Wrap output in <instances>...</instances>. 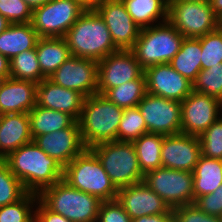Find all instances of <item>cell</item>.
<instances>
[{"mask_svg":"<svg viewBox=\"0 0 222 222\" xmlns=\"http://www.w3.org/2000/svg\"><path fill=\"white\" fill-rule=\"evenodd\" d=\"M4 159L27 192L39 194L44 188L63 179L64 167L33 141L22 145Z\"/></svg>","mask_w":222,"mask_h":222,"instance_id":"1","label":"cell"},{"mask_svg":"<svg viewBox=\"0 0 222 222\" xmlns=\"http://www.w3.org/2000/svg\"><path fill=\"white\" fill-rule=\"evenodd\" d=\"M71 55L100 61L118 51L101 16L88 8L63 37Z\"/></svg>","mask_w":222,"mask_h":222,"instance_id":"2","label":"cell"},{"mask_svg":"<svg viewBox=\"0 0 222 222\" xmlns=\"http://www.w3.org/2000/svg\"><path fill=\"white\" fill-rule=\"evenodd\" d=\"M123 112V108L102 94L96 93L84 98L78 122L85 147L118 141V128Z\"/></svg>","mask_w":222,"mask_h":222,"instance_id":"3","label":"cell"},{"mask_svg":"<svg viewBox=\"0 0 222 222\" xmlns=\"http://www.w3.org/2000/svg\"><path fill=\"white\" fill-rule=\"evenodd\" d=\"M38 198L49 210L72 222H96L102 202L96 196L71 187L63 179L44 188Z\"/></svg>","mask_w":222,"mask_h":222,"instance_id":"4","label":"cell"},{"mask_svg":"<svg viewBox=\"0 0 222 222\" xmlns=\"http://www.w3.org/2000/svg\"><path fill=\"white\" fill-rule=\"evenodd\" d=\"M63 180L71 187L96 196L101 201L117 198L118 189L90 148H86L64 167Z\"/></svg>","mask_w":222,"mask_h":222,"instance_id":"5","label":"cell"},{"mask_svg":"<svg viewBox=\"0 0 222 222\" xmlns=\"http://www.w3.org/2000/svg\"><path fill=\"white\" fill-rule=\"evenodd\" d=\"M184 36L168 21L158 22L140 30L139 37L131 49L143 70L169 63L179 52Z\"/></svg>","mask_w":222,"mask_h":222,"instance_id":"6","label":"cell"},{"mask_svg":"<svg viewBox=\"0 0 222 222\" xmlns=\"http://www.w3.org/2000/svg\"><path fill=\"white\" fill-rule=\"evenodd\" d=\"M90 149L95 153L118 190L143 182L144 174L139 167L133 142H104Z\"/></svg>","mask_w":222,"mask_h":222,"instance_id":"7","label":"cell"},{"mask_svg":"<svg viewBox=\"0 0 222 222\" xmlns=\"http://www.w3.org/2000/svg\"><path fill=\"white\" fill-rule=\"evenodd\" d=\"M167 21L186 38H200L219 29V17L210 2L170 0Z\"/></svg>","mask_w":222,"mask_h":222,"instance_id":"8","label":"cell"},{"mask_svg":"<svg viewBox=\"0 0 222 222\" xmlns=\"http://www.w3.org/2000/svg\"><path fill=\"white\" fill-rule=\"evenodd\" d=\"M88 9L80 0H50L33 9L31 24L42 37H64Z\"/></svg>","mask_w":222,"mask_h":222,"instance_id":"9","label":"cell"},{"mask_svg":"<svg viewBox=\"0 0 222 222\" xmlns=\"http://www.w3.org/2000/svg\"><path fill=\"white\" fill-rule=\"evenodd\" d=\"M143 181L171 209L194 203L192 172L159 167L147 172Z\"/></svg>","mask_w":222,"mask_h":222,"instance_id":"10","label":"cell"},{"mask_svg":"<svg viewBox=\"0 0 222 222\" xmlns=\"http://www.w3.org/2000/svg\"><path fill=\"white\" fill-rule=\"evenodd\" d=\"M137 107L149 133L164 136L181 133V102L146 93Z\"/></svg>","mask_w":222,"mask_h":222,"instance_id":"11","label":"cell"},{"mask_svg":"<svg viewBox=\"0 0 222 222\" xmlns=\"http://www.w3.org/2000/svg\"><path fill=\"white\" fill-rule=\"evenodd\" d=\"M144 70L132 50H118L98 61L97 93L104 95L109 89L138 79Z\"/></svg>","mask_w":222,"mask_h":222,"instance_id":"12","label":"cell"},{"mask_svg":"<svg viewBox=\"0 0 222 222\" xmlns=\"http://www.w3.org/2000/svg\"><path fill=\"white\" fill-rule=\"evenodd\" d=\"M98 61L70 56L48 79L85 98L97 93Z\"/></svg>","mask_w":222,"mask_h":222,"instance_id":"13","label":"cell"},{"mask_svg":"<svg viewBox=\"0 0 222 222\" xmlns=\"http://www.w3.org/2000/svg\"><path fill=\"white\" fill-rule=\"evenodd\" d=\"M221 110L218 98L192 91L181 102V133L199 136L220 118Z\"/></svg>","mask_w":222,"mask_h":222,"instance_id":"14","label":"cell"},{"mask_svg":"<svg viewBox=\"0 0 222 222\" xmlns=\"http://www.w3.org/2000/svg\"><path fill=\"white\" fill-rule=\"evenodd\" d=\"M93 9L108 27L115 46L120 50H131L141 29L127 12L122 0H101Z\"/></svg>","mask_w":222,"mask_h":222,"instance_id":"15","label":"cell"},{"mask_svg":"<svg viewBox=\"0 0 222 222\" xmlns=\"http://www.w3.org/2000/svg\"><path fill=\"white\" fill-rule=\"evenodd\" d=\"M147 93L182 102L193 91V83L178 73L169 63L144 70Z\"/></svg>","mask_w":222,"mask_h":222,"instance_id":"16","label":"cell"},{"mask_svg":"<svg viewBox=\"0 0 222 222\" xmlns=\"http://www.w3.org/2000/svg\"><path fill=\"white\" fill-rule=\"evenodd\" d=\"M33 142L63 167L86 149L78 121L68 128L37 136Z\"/></svg>","mask_w":222,"mask_h":222,"instance_id":"17","label":"cell"},{"mask_svg":"<svg viewBox=\"0 0 222 222\" xmlns=\"http://www.w3.org/2000/svg\"><path fill=\"white\" fill-rule=\"evenodd\" d=\"M200 156L198 136L179 133L164 137L161 148L162 167L193 172Z\"/></svg>","mask_w":222,"mask_h":222,"instance_id":"18","label":"cell"},{"mask_svg":"<svg viewBox=\"0 0 222 222\" xmlns=\"http://www.w3.org/2000/svg\"><path fill=\"white\" fill-rule=\"evenodd\" d=\"M117 201L131 219L162 213H172L168 204L143 182L118 190Z\"/></svg>","mask_w":222,"mask_h":222,"instance_id":"19","label":"cell"},{"mask_svg":"<svg viewBox=\"0 0 222 222\" xmlns=\"http://www.w3.org/2000/svg\"><path fill=\"white\" fill-rule=\"evenodd\" d=\"M84 98L79 92L56 85L48 78L36 87V105L69 114L75 121L81 116Z\"/></svg>","mask_w":222,"mask_h":222,"instance_id":"20","label":"cell"},{"mask_svg":"<svg viewBox=\"0 0 222 222\" xmlns=\"http://www.w3.org/2000/svg\"><path fill=\"white\" fill-rule=\"evenodd\" d=\"M36 87L31 81L6 78L0 89V115L29 113L36 105Z\"/></svg>","mask_w":222,"mask_h":222,"instance_id":"21","label":"cell"},{"mask_svg":"<svg viewBox=\"0 0 222 222\" xmlns=\"http://www.w3.org/2000/svg\"><path fill=\"white\" fill-rule=\"evenodd\" d=\"M28 113H6L0 115V159L22 145L32 142Z\"/></svg>","mask_w":222,"mask_h":222,"instance_id":"22","label":"cell"},{"mask_svg":"<svg viewBox=\"0 0 222 222\" xmlns=\"http://www.w3.org/2000/svg\"><path fill=\"white\" fill-rule=\"evenodd\" d=\"M39 38L31 22L10 24L0 34V54L10 60L22 51L35 48Z\"/></svg>","mask_w":222,"mask_h":222,"instance_id":"23","label":"cell"},{"mask_svg":"<svg viewBox=\"0 0 222 222\" xmlns=\"http://www.w3.org/2000/svg\"><path fill=\"white\" fill-rule=\"evenodd\" d=\"M35 48L41 73L46 78L72 56L63 37L39 38Z\"/></svg>","mask_w":222,"mask_h":222,"instance_id":"24","label":"cell"},{"mask_svg":"<svg viewBox=\"0 0 222 222\" xmlns=\"http://www.w3.org/2000/svg\"><path fill=\"white\" fill-rule=\"evenodd\" d=\"M192 173L195 200L212 193L222 184V159L201 155Z\"/></svg>","mask_w":222,"mask_h":222,"instance_id":"25","label":"cell"},{"mask_svg":"<svg viewBox=\"0 0 222 222\" xmlns=\"http://www.w3.org/2000/svg\"><path fill=\"white\" fill-rule=\"evenodd\" d=\"M32 139L70 127L75 120L66 113L35 105L29 111Z\"/></svg>","mask_w":222,"mask_h":222,"instance_id":"26","label":"cell"},{"mask_svg":"<svg viewBox=\"0 0 222 222\" xmlns=\"http://www.w3.org/2000/svg\"><path fill=\"white\" fill-rule=\"evenodd\" d=\"M201 52L199 38L184 37L179 52L171 59L169 64L193 83L197 74L202 70Z\"/></svg>","mask_w":222,"mask_h":222,"instance_id":"27","label":"cell"},{"mask_svg":"<svg viewBox=\"0 0 222 222\" xmlns=\"http://www.w3.org/2000/svg\"><path fill=\"white\" fill-rule=\"evenodd\" d=\"M122 2L140 29L153 26V23L161 18L162 23L167 21L168 2L166 0H122Z\"/></svg>","mask_w":222,"mask_h":222,"instance_id":"28","label":"cell"},{"mask_svg":"<svg viewBox=\"0 0 222 222\" xmlns=\"http://www.w3.org/2000/svg\"><path fill=\"white\" fill-rule=\"evenodd\" d=\"M164 137L161 134L148 132L133 141L139 167L144 175L149 171L162 167L161 148Z\"/></svg>","mask_w":222,"mask_h":222,"instance_id":"29","label":"cell"},{"mask_svg":"<svg viewBox=\"0 0 222 222\" xmlns=\"http://www.w3.org/2000/svg\"><path fill=\"white\" fill-rule=\"evenodd\" d=\"M147 93L144 73L136 80L109 89L104 96L123 109L136 107Z\"/></svg>","mask_w":222,"mask_h":222,"instance_id":"30","label":"cell"},{"mask_svg":"<svg viewBox=\"0 0 222 222\" xmlns=\"http://www.w3.org/2000/svg\"><path fill=\"white\" fill-rule=\"evenodd\" d=\"M10 78L40 83L46 77L41 73L36 48L22 51L9 60Z\"/></svg>","mask_w":222,"mask_h":222,"instance_id":"31","label":"cell"},{"mask_svg":"<svg viewBox=\"0 0 222 222\" xmlns=\"http://www.w3.org/2000/svg\"><path fill=\"white\" fill-rule=\"evenodd\" d=\"M38 199V194L27 192L17 202L1 206L0 222H35V214H33L35 211L31 208Z\"/></svg>","mask_w":222,"mask_h":222,"instance_id":"32","label":"cell"},{"mask_svg":"<svg viewBox=\"0 0 222 222\" xmlns=\"http://www.w3.org/2000/svg\"><path fill=\"white\" fill-rule=\"evenodd\" d=\"M146 133L148 130L145 119L139 108L136 106L124 109L118 128V141L133 142Z\"/></svg>","mask_w":222,"mask_h":222,"instance_id":"33","label":"cell"},{"mask_svg":"<svg viewBox=\"0 0 222 222\" xmlns=\"http://www.w3.org/2000/svg\"><path fill=\"white\" fill-rule=\"evenodd\" d=\"M27 191L10 171L5 159H0V207L20 200Z\"/></svg>","mask_w":222,"mask_h":222,"instance_id":"34","label":"cell"},{"mask_svg":"<svg viewBox=\"0 0 222 222\" xmlns=\"http://www.w3.org/2000/svg\"><path fill=\"white\" fill-rule=\"evenodd\" d=\"M193 91L218 98L222 102V63L202 69L193 82Z\"/></svg>","mask_w":222,"mask_h":222,"instance_id":"35","label":"cell"},{"mask_svg":"<svg viewBox=\"0 0 222 222\" xmlns=\"http://www.w3.org/2000/svg\"><path fill=\"white\" fill-rule=\"evenodd\" d=\"M202 69L222 63V32L217 29L199 38Z\"/></svg>","mask_w":222,"mask_h":222,"instance_id":"36","label":"cell"},{"mask_svg":"<svg viewBox=\"0 0 222 222\" xmlns=\"http://www.w3.org/2000/svg\"><path fill=\"white\" fill-rule=\"evenodd\" d=\"M220 115V118L198 136L201 155L204 157L222 159V114Z\"/></svg>","mask_w":222,"mask_h":222,"instance_id":"37","label":"cell"},{"mask_svg":"<svg viewBox=\"0 0 222 222\" xmlns=\"http://www.w3.org/2000/svg\"><path fill=\"white\" fill-rule=\"evenodd\" d=\"M32 13L24 0H0V14L11 24L31 22Z\"/></svg>","mask_w":222,"mask_h":222,"instance_id":"38","label":"cell"},{"mask_svg":"<svg viewBox=\"0 0 222 222\" xmlns=\"http://www.w3.org/2000/svg\"><path fill=\"white\" fill-rule=\"evenodd\" d=\"M172 215L177 222H221L220 217L201 211L194 203L173 208Z\"/></svg>","mask_w":222,"mask_h":222,"instance_id":"39","label":"cell"},{"mask_svg":"<svg viewBox=\"0 0 222 222\" xmlns=\"http://www.w3.org/2000/svg\"><path fill=\"white\" fill-rule=\"evenodd\" d=\"M96 222H132V219L115 199L101 202Z\"/></svg>","mask_w":222,"mask_h":222,"instance_id":"40","label":"cell"},{"mask_svg":"<svg viewBox=\"0 0 222 222\" xmlns=\"http://www.w3.org/2000/svg\"><path fill=\"white\" fill-rule=\"evenodd\" d=\"M194 204L209 215L222 216V184L212 193L196 198Z\"/></svg>","mask_w":222,"mask_h":222,"instance_id":"41","label":"cell"},{"mask_svg":"<svg viewBox=\"0 0 222 222\" xmlns=\"http://www.w3.org/2000/svg\"><path fill=\"white\" fill-rule=\"evenodd\" d=\"M36 203H38L39 206L34 212L35 222H72L61 214L49 210L39 199Z\"/></svg>","mask_w":222,"mask_h":222,"instance_id":"42","label":"cell"},{"mask_svg":"<svg viewBox=\"0 0 222 222\" xmlns=\"http://www.w3.org/2000/svg\"><path fill=\"white\" fill-rule=\"evenodd\" d=\"M171 216L172 213L145 215L132 219V222H166Z\"/></svg>","mask_w":222,"mask_h":222,"instance_id":"43","label":"cell"},{"mask_svg":"<svg viewBox=\"0 0 222 222\" xmlns=\"http://www.w3.org/2000/svg\"><path fill=\"white\" fill-rule=\"evenodd\" d=\"M0 75L5 79L10 78V63L9 59L0 54Z\"/></svg>","mask_w":222,"mask_h":222,"instance_id":"44","label":"cell"},{"mask_svg":"<svg viewBox=\"0 0 222 222\" xmlns=\"http://www.w3.org/2000/svg\"><path fill=\"white\" fill-rule=\"evenodd\" d=\"M213 12L220 18L222 16V0H210Z\"/></svg>","mask_w":222,"mask_h":222,"instance_id":"45","label":"cell"},{"mask_svg":"<svg viewBox=\"0 0 222 222\" xmlns=\"http://www.w3.org/2000/svg\"><path fill=\"white\" fill-rule=\"evenodd\" d=\"M25 3L33 10L41 5L45 4L50 0H24Z\"/></svg>","mask_w":222,"mask_h":222,"instance_id":"46","label":"cell"},{"mask_svg":"<svg viewBox=\"0 0 222 222\" xmlns=\"http://www.w3.org/2000/svg\"><path fill=\"white\" fill-rule=\"evenodd\" d=\"M11 23L0 14V34L6 30Z\"/></svg>","mask_w":222,"mask_h":222,"instance_id":"47","label":"cell"},{"mask_svg":"<svg viewBox=\"0 0 222 222\" xmlns=\"http://www.w3.org/2000/svg\"><path fill=\"white\" fill-rule=\"evenodd\" d=\"M88 8H93L101 0H80Z\"/></svg>","mask_w":222,"mask_h":222,"instance_id":"48","label":"cell"},{"mask_svg":"<svg viewBox=\"0 0 222 222\" xmlns=\"http://www.w3.org/2000/svg\"><path fill=\"white\" fill-rule=\"evenodd\" d=\"M166 222H177V220L172 215Z\"/></svg>","mask_w":222,"mask_h":222,"instance_id":"49","label":"cell"},{"mask_svg":"<svg viewBox=\"0 0 222 222\" xmlns=\"http://www.w3.org/2000/svg\"><path fill=\"white\" fill-rule=\"evenodd\" d=\"M219 30L222 32V16L219 18Z\"/></svg>","mask_w":222,"mask_h":222,"instance_id":"50","label":"cell"},{"mask_svg":"<svg viewBox=\"0 0 222 222\" xmlns=\"http://www.w3.org/2000/svg\"><path fill=\"white\" fill-rule=\"evenodd\" d=\"M4 81H5V78L0 75V89H1V86L4 83Z\"/></svg>","mask_w":222,"mask_h":222,"instance_id":"51","label":"cell"},{"mask_svg":"<svg viewBox=\"0 0 222 222\" xmlns=\"http://www.w3.org/2000/svg\"><path fill=\"white\" fill-rule=\"evenodd\" d=\"M187 1H193V2H210V0H187Z\"/></svg>","mask_w":222,"mask_h":222,"instance_id":"52","label":"cell"}]
</instances>
